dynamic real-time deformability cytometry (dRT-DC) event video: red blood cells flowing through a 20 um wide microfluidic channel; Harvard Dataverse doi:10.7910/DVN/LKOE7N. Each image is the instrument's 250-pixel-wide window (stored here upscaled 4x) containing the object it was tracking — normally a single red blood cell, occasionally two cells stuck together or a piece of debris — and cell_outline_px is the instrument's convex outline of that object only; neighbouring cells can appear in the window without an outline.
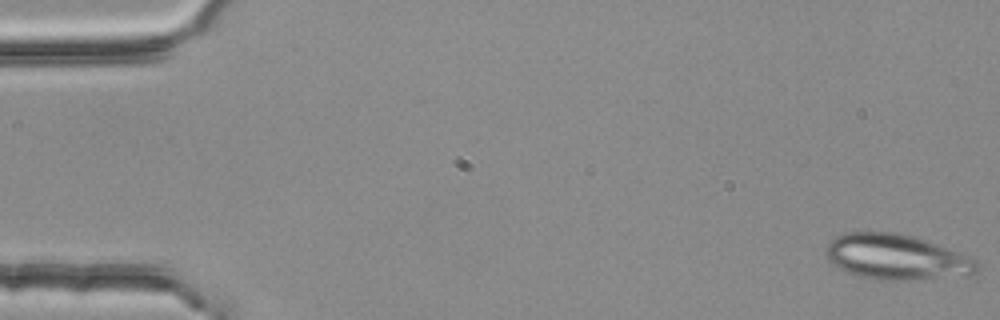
{"species": "common noctule bat (a hibernating species)", "species_latin": "Nyctalus noctula", "temperature_condition": "room temperature", "stored_images_in_passage": 4, "camera_frame_rate_fps": 3000, "um_per_image_px": 0.085, "animal": {"sex": "female", "body_mass_g": 25.1}, "frame": {"image": 1, "passage_image": 1, "time_ms": 0.0, "image_size_px": [1000, 320], "cell_outline_px": [[980, 268], [976, 272], [968, 276], [916, 280], [872, 280], [836, 268], [828, 260], [824, 252], [828, 240], [836, 236], [848, 232], [900, 232], [916, 236], [976, 260], [980, 264]], "centroid_in_image_um": [76.17, 21.86], "position_along_channel_um": 8.8, "area_um2": 40.58}}